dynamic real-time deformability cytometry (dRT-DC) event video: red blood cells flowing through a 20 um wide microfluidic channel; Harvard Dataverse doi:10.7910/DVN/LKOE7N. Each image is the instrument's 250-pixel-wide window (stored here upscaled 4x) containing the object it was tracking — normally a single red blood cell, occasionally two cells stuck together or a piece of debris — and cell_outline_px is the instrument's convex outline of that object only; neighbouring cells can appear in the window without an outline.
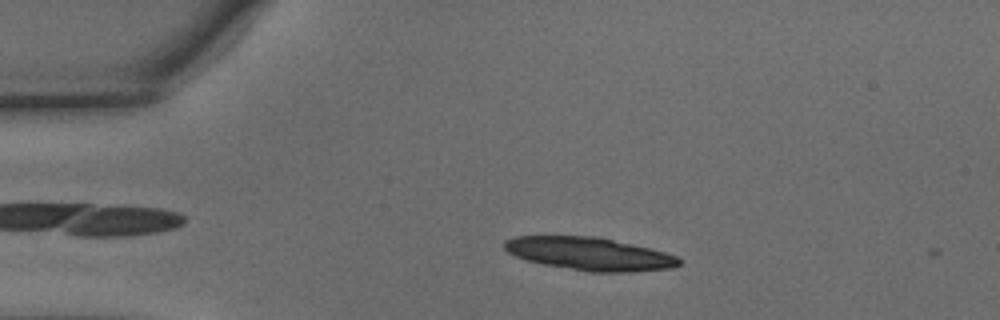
{"species": "common noctule bat (a hibernating species)", "species_latin": "Nyctalus noctula", "temperature_condition": "warm", "stored_images_in_passage": 4, "camera_frame_rate_fps": 3000, "um_per_image_px": 0.085, "animal": {"sex": "male", "body_mass_g": 15.6}, "frame": {"image": 1, "passage_image": 1, "time_ms": 0.0, "image_size_px": [1000, 320], "cell_outline_px": [[680, 264], [672, 268], [628, 272], [588, 272], [544, 264], [528, 260], [516, 256], [508, 252], [504, 248], [504, 240], [516, 236], [596, 236], [652, 248], [676, 256], [680, 260]], "centroid_in_image_um": [50.11, 21.57], "position_along_channel_um": 34.9, "area_um2": 33.47}}